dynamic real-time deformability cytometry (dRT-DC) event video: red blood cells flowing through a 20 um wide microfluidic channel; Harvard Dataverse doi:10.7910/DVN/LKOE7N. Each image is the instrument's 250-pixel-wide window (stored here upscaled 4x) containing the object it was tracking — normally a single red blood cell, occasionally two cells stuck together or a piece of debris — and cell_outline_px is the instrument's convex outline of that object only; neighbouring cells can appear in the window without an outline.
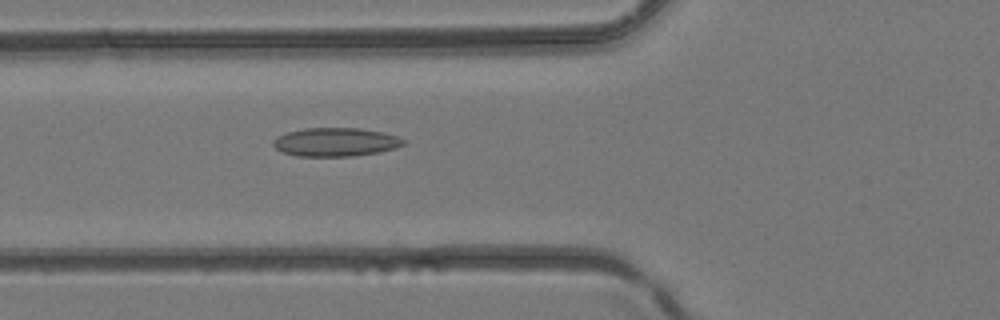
{"species": "common noctule bat (a hibernating species)", "species_latin": "Nyctalus noctula", "temperature_condition": "room temperature", "stored_images_in_passage": 31, "camera_frame_rate_fps": 3000, "um_per_image_px": 0.085, "animal": {"sex": "female", "body_mass_g": 24.6, "forearm_length_mm": 56.2}, "frame": {"image": 1, "passage_image": 5, "time_ms": 1.333, "image_size_px": [1000, 320], "cell_outline_px": [[404, 144], [396, 148], [380, 152], [352, 156], [296, 156], [284, 152], [276, 148], [272, 144], [272, 140], [276, 136], [288, 132], [304, 128], [360, 128], [384, 132], [396, 136], [404, 140]], "centroid_in_image_um": [28.51, 12.07], "position_along_channel_um": 97.3, "area_um2": 21.73}}
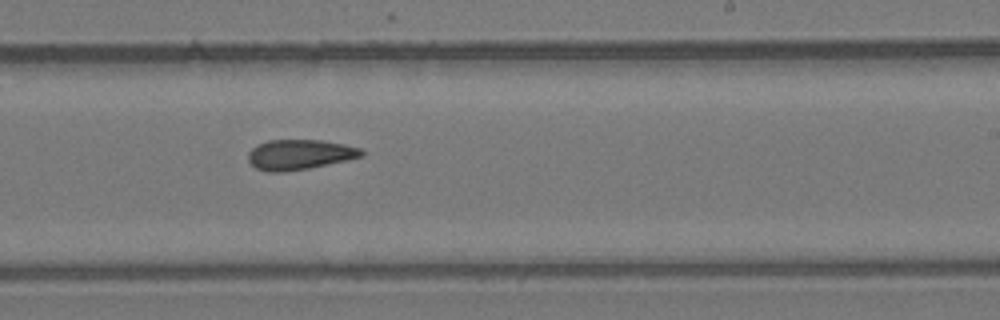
{"frame": {"image": 2, "passage_image": 15, "time_ms": 4.667, "image_size_px": [1000, 320], "cell_outline_px": [[364, 156], [348, 160], [308, 168], [284, 172], [268, 172], [256, 168], [248, 160], [248, 152], [256, 144], [268, 140], [320, 140], [344, 144], [360, 148], [364, 152]], "centroid_in_image_um": [25.45, 13.13], "position_along_channel_um": 263.5, "area_um2": 19.94}}
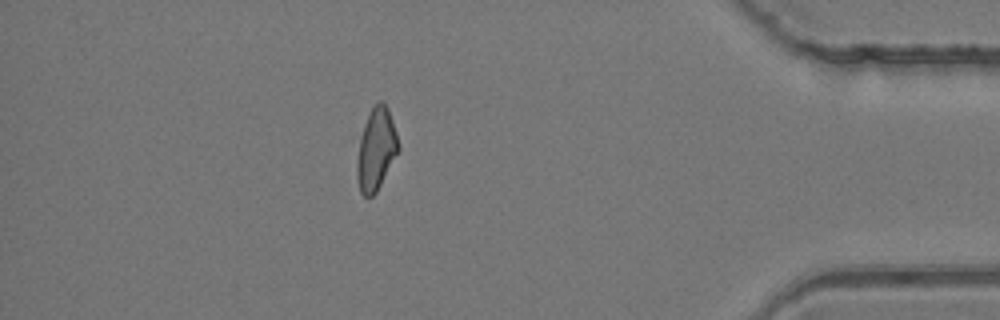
{"frame": {"image": 3, "passage_image": 26, "time_ms": 8.333, "image_size_px": [1000, 320], "cell_outline_px": [[400, 148], [376, 192], [372, 196], [364, 196], [360, 192], [356, 176], [356, 160], [360, 136], [364, 124], [372, 108], [380, 100], [384, 100], [388, 108], [400, 144]], "centroid_in_image_um": [31.96, 12.68], "position_along_channel_um": 403.2, "area_um2": 19.77}}